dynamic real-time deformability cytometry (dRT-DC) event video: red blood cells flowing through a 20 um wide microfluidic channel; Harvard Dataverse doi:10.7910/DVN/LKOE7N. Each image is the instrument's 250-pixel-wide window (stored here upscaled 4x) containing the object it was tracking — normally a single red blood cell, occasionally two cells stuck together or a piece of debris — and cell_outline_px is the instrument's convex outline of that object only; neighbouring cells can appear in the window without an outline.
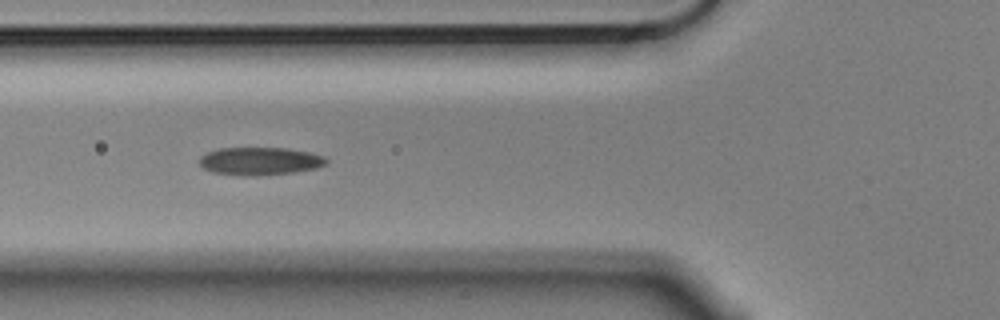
{"species": "Egyptian fruit bat (a non-hibernating species)", "species_latin": "Rousettus aegyptiacus", "temperature_condition": "cold", "stored_images_in_passage": 8, "camera_frame_rate_fps": 3000, "um_per_image_px": 0.085, "animal": {"sex": "male"}, "frame": {"image": 1, "passage_image": 5, "time_ms": 1.333, "image_size_px": [1000, 320], "cell_outline_px": [[328, 160], [324, 164], [316, 168], [292, 172], [256, 176], [212, 172], [204, 168], [200, 164], [200, 156], [208, 152], [220, 148], [288, 148], [308, 152], [324, 156]], "centroid_in_image_um": [22.09, 13.68], "position_along_channel_um": 103.7, "area_um2": 20.29}}
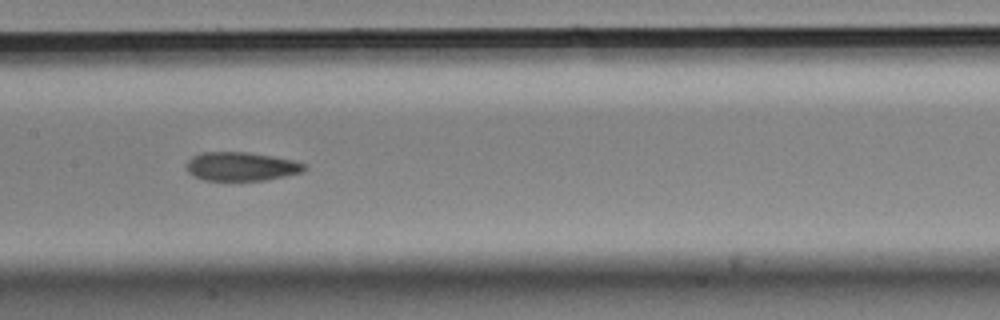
{"frame": {"image": 2, "passage_image": 7, "time_ms": 2.0, "image_size_px": [1000, 320], "cell_outline_px": [[308, 168], [300, 172], [284, 176], [264, 180], [204, 180], [192, 176], [188, 172], [188, 160], [192, 156], [204, 152], [248, 152], [272, 156], [292, 160], [304, 164]], "centroid_in_image_um": [20.48, 14.14], "position_along_channel_um": 186.9, "area_um2": 19.54}}
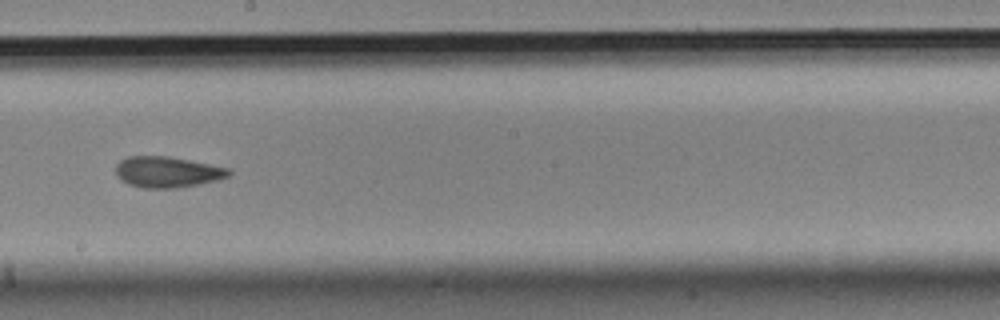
{"frame": {"image": 3, "passage_image": 8, "time_ms": 2.333, "image_size_px": [1000, 320], "cell_outline_px": [[232, 172], [228, 176], [216, 180], [200, 184], [176, 188], [144, 188], [128, 184], [120, 180], [116, 176], [116, 164], [120, 160], [128, 156], [168, 156], [232, 168]], "centroid_in_image_um": [14.22, 14.62], "position_along_channel_um": 234.0, "area_um2": 20.58}}